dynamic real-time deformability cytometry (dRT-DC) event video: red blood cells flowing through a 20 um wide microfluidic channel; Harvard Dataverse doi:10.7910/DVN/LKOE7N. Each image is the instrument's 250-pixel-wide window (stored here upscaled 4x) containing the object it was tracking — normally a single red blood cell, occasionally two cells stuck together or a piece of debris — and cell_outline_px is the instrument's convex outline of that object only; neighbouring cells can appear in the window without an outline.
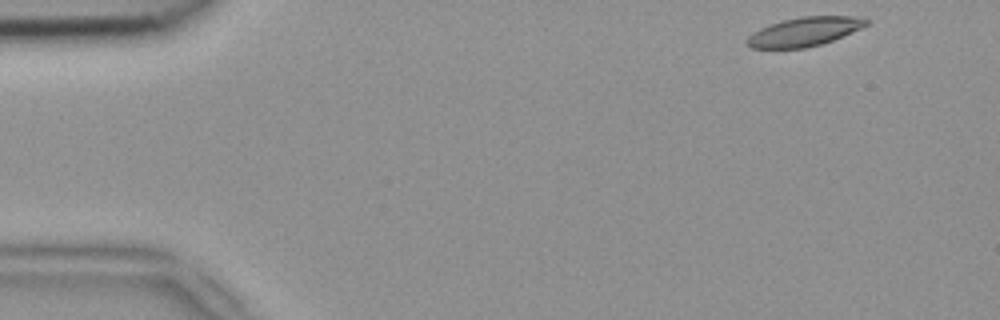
{"species": "common noctule bat (a hibernating species)", "species_latin": "Nyctalus noctula", "temperature_condition": "room temperature", "stored_images_in_passage": 48, "camera_frame_rate_fps": 3000, "um_per_image_px": 0.085, "animal": {"sex": "female", "body_mass_g": 18.4}, "frame": {"image": 1, "passage_image": 1, "time_ms": 0.0, "image_size_px": [1000, 320], "cell_outline_px": [[872, 20], [868, 24], [852, 32], [832, 40], [820, 44], [804, 48], [752, 48], [744, 40], [752, 32], [760, 28], [784, 20], [800, 16], [864, 16]], "centroid_in_image_um": [68.41, 2.68], "position_along_channel_um": 16.6, "area_um2": 20.11}}
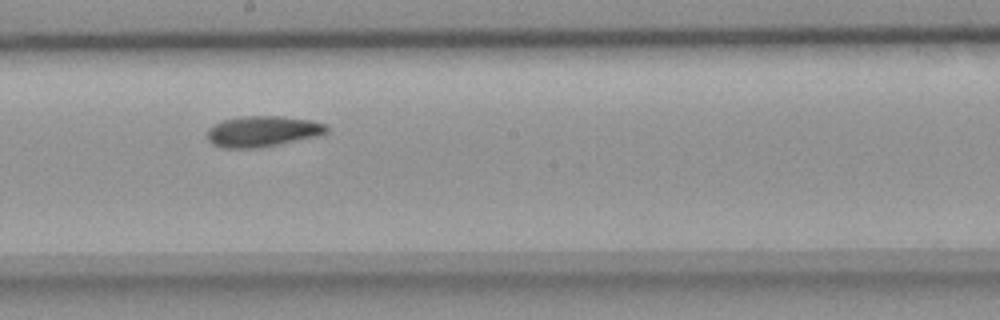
{"frame": {"image": 2, "passage_image": 25, "time_ms": 8.0, "image_size_px": [1000, 320], "cell_outline_px": [[328, 132], [320, 136], [260, 148], [220, 148], [212, 144], [208, 140], [208, 128], [212, 124], [224, 120], [244, 116], [280, 116], [308, 120], [328, 124]], "centroid_in_image_um": [22.33, 11.18], "position_along_channel_um": 225.9, "area_um2": 21.68}}
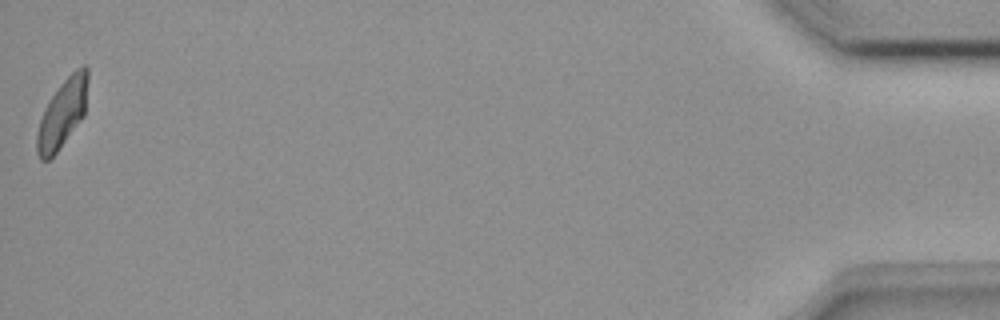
{"frame": {"image": 3, "passage_image": 48, "time_ms": 15.667, "image_size_px": [1000, 320], "cell_outline_px": [[88, 80], [84, 116], [56, 152], [48, 160], [40, 160], [36, 152], [36, 136], [40, 120], [44, 108], [60, 84], [76, 68], [84, 64], [88, 68]], "centroid_in_image_um": [5.3, 9.63], "position_along_channel_um": 429.9, "area_um2": 20.11}, "authors_computed_cell_mechanics": {"area_um2": 21.0103, "velocity_mm_per_s": 3.9054, "shape_relaxation_time_tau1_ms": 7.5807, "shape_relaxation_time_tau2_ms": 1.8829, "deformation_change_tau1": 0.1617, "deformation_change_tau2": 0.0734}}